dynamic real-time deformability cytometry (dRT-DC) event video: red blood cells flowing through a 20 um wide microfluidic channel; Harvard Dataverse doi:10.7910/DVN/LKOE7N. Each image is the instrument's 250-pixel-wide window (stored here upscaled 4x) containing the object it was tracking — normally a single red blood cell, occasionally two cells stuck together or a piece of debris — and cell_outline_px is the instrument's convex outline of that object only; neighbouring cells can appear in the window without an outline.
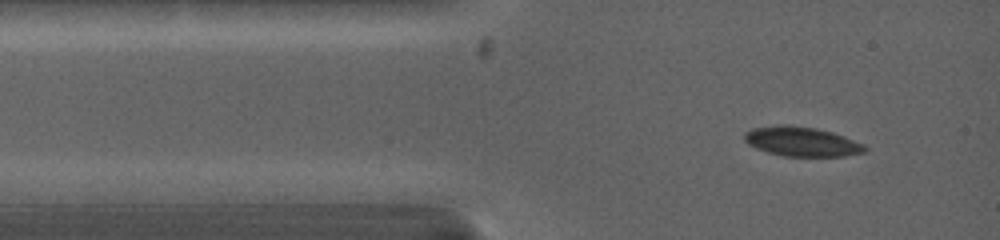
{"species": "common noctule bat (a hibernating species)", "species_latin": "Nyctalus noctula", "temperature_condition": "warm", "stored_images_in_passage": 5, "camera_frame_rate_fps": 5000, "um_per_image_px": 0.085, "animal": {"sex": "female", "body_mass_g": 19.0, "forearm_length_mm": 53.3}, "frame": {"image": 1, "passage_image": 1, "time_ms": 0.0, "image_size_px": [1000, 240], "cell_outline_px": [[868, 148], [864, 152], [844, 156], [784, 156], [768, 152], [756, 148], [748, 144], [744, 140], [744, 132], [752, 128], [780, 124], [788, 124], [816, 128], [832, 132], [844, 136], [864, 144]], "centroid_in_image_um": [68.13, 12.02], "position_along_channel_um": 16.9, "area_um2": 20.81}}
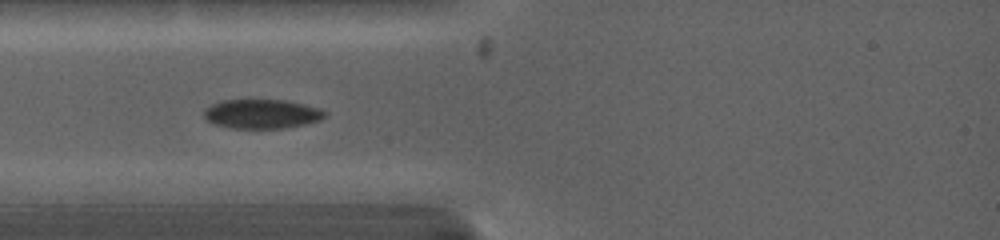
{"frame": {"image": 2, "passage_image": 3, "time_ms": 1.8, "image_size_px": [1000, 240], "cell_outline_px": [[328, 116], [320, 120], [304, 124], [280, 128], [232, 128], [216, 124], [208, 120], [204, 116], [204, 108], [220, 100], [284, 100], [304, 104], [320, 108], [328, 112]], "centroid_in_image_um": [22.28, 9.67], "position_along_channel_um": 62.7, "area_um2": 20.58}}